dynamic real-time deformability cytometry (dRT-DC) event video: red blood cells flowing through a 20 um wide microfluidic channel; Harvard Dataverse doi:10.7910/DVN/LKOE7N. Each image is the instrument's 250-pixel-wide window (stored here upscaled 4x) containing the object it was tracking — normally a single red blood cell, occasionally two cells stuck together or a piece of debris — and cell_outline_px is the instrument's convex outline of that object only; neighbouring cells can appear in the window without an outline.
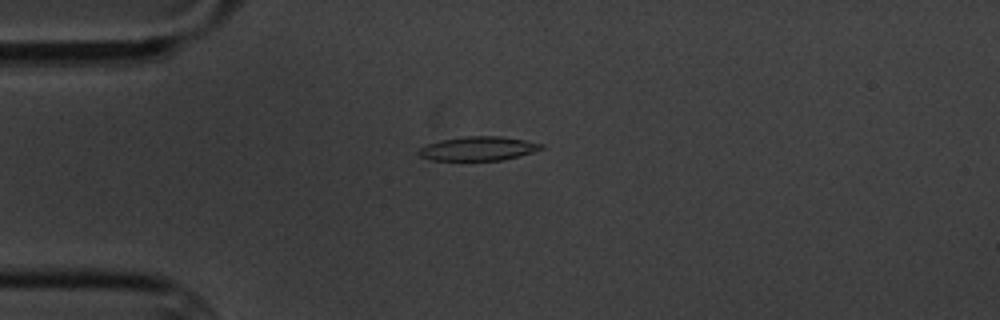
{"species": "common noctule bat (a hibernating species)", "species_latin": "Nyctalus noctula", "temperature_condition": "cold", "stored_images_in_passage": 8, "camera_frame_rate_fps": 3000, "um_per_image_px": 0.085, "animal": {"sex": "male", "body_mass_g": 20.1, "forearm_length_mm": 53.5}, "frame": {"image": 1, "passage_image": 5, "time_ms": 4.667, "image_size_px": [1000, 320], "cell_outline_px": [[544, 148], [532, 152], [504, 160], [432, 160], [420, 156], [416, 152], [420, 148], [428, 144], [440, 140], [468, 136], [500, 136], [524, 140], [544, 144]], "centroid_in_image_um": [40.65, 12.63], "position_along_channel_um": 44.4, "area_um2": 17.05}}
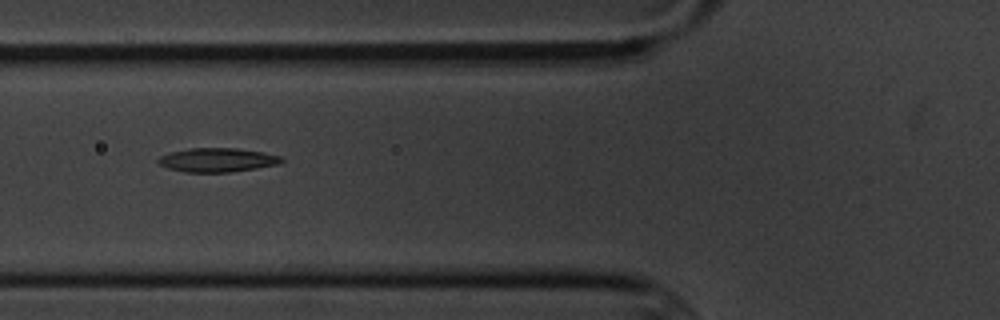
{"frame": {"image": 2, "passage_image": 7, "time_ms": 7.0, "image_size_px": [1000, 320], "cell_outline_px": [[284, 160], [280, 164], [256, 168], [228, 172], [184, 172], [168, 168], [160, 164], [156, 160], [160, 156], [172, 152], [188, 148], [236, 148], [260, 152], [280, 156]], "centroid_in_image_um": [18.46, 13.6], "position_along_channel_um": 107.3, "area_um2": 17.05}}
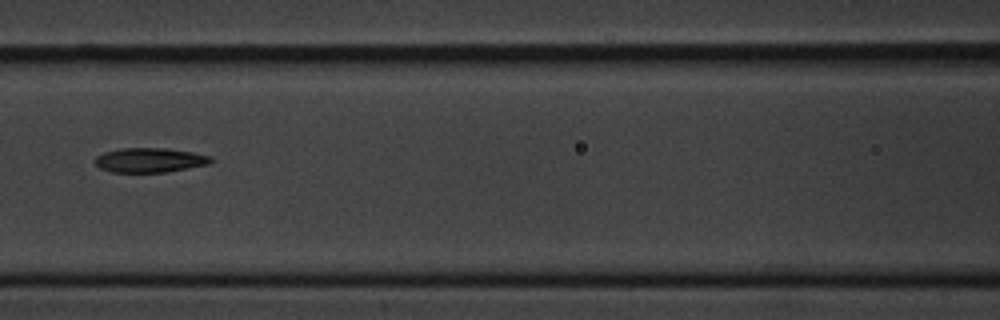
{"frame": {"image": 3, "passage_image": 8, "time_ms": 8.333, "image_size_px": [1000, 320], "cell_outline_px": [[212, 160], [208, 164], [164, 172], [112, 172], [100, 168], [92, 160], [96, 156], [104, 152], [120, 148], [168, 148], [192, 152], [212, 156]], "centroid_in_image_um": [12.69, 13.6], "position_along_channel_um": 153.9, "area_um2": 16.53}}